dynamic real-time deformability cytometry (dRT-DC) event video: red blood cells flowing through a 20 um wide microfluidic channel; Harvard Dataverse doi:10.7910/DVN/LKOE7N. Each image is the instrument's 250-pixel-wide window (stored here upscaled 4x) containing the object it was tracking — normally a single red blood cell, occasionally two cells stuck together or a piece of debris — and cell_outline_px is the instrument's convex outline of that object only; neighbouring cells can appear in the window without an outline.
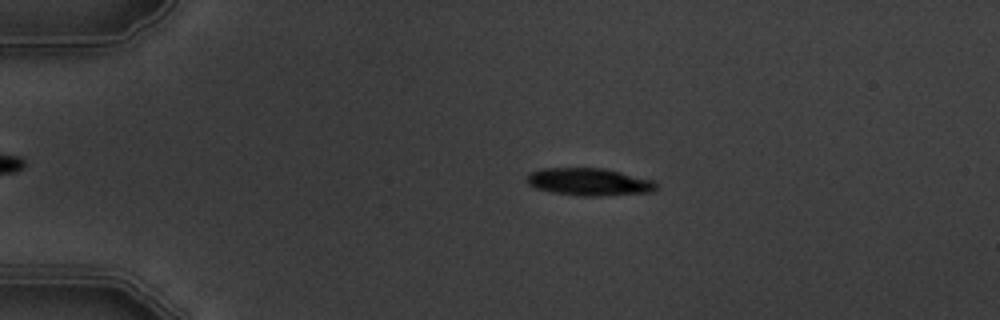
{"species": "common noctule bat (a hibernating species)", "species_latin": "Nyctalus noctula", "temperature_condition": "warm", "stored_images_in_passage": 4, "camera_frame_rate_fps": 3000, "um_per_image_px": 0.085, "animal": {"sex": "male", "body_mass_g": 19.5, "forearm_length_mm": 54.6}, "frame": {"image": 1, "passage_image": 3, "time_ms": 2.333, "image_size_px": [1000, 320], "cell_outline_px": [[656, 188], [652, 192], [600, 196], [576, 196], [552, 192], [536, 188], [528, 184], [524, 180], [528, 172], [544, 168], [604, 168], [656, 180]], "centroid_in_image_um": [50.05, 15.46], "position_along_channel_um": 34.9, "area_um2": 21.04}}